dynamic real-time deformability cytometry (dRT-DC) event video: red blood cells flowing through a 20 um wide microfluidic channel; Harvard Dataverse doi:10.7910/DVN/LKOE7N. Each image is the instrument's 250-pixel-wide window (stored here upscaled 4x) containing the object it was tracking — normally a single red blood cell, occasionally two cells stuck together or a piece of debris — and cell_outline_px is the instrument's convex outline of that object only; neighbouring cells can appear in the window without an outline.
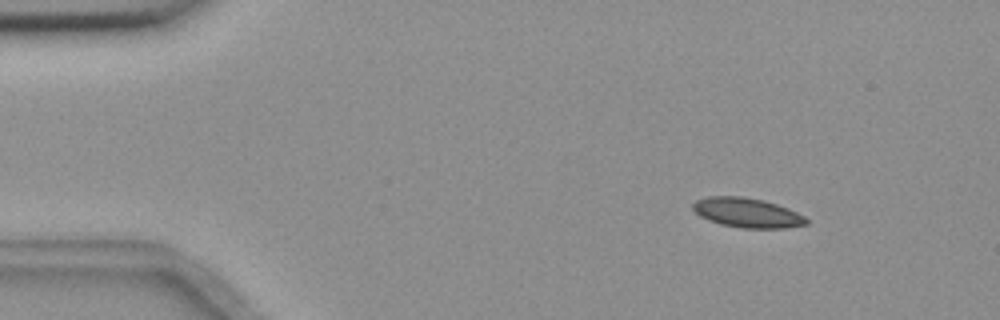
{"species": "common noctule bat (a hibernating species)", "species_latin": "Nyctalus noctula", "temperature_condition": "room temperature", "stored_images_in_passage": 4, "camera_frame_rate_fps": 3000, "um_per_image_px": 0.085, "animal": {"sex": "female", "body_mass_g": 18.4}, "frame": {"image": 1, "passage_image": 2, "time_ms": 0.333, "image_size_px": [1000, 320], "cell_outline_px": [[808, 224], [784, 228], [740, 228], [720, 224], [708, 220], [700, 216], [692, 208], [692, 204], [696, 200], [708, 196], [740, 196], [764, 200], [788, 208], [804, 216], [808, 220]], "centroid_in_image_um": [63.49, 18.08], "position_along_channel_um": 21.5, "area_um2": 19.59}}
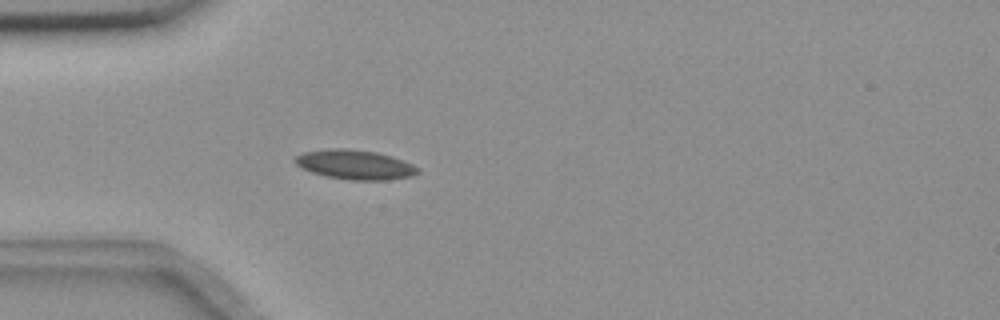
{"frame": {"image": 2, "passage_image": 4, "time_ms": 1.0, "image_size_px": [1000, 320], "cell_outline_px": [[420, 172], [412, 176], [388, 180], [352, 180], [324, 176], [300, 168], [292, 160], [296, 156], [304, 152], [332, 148], [344, 148], [376, 152], [392, 156], [412, 164], [420, 168]], "centroid_in_image_um": [30.17, 14.0], "position_along_channel_um": 54.8, "area_um2": 21.21}}